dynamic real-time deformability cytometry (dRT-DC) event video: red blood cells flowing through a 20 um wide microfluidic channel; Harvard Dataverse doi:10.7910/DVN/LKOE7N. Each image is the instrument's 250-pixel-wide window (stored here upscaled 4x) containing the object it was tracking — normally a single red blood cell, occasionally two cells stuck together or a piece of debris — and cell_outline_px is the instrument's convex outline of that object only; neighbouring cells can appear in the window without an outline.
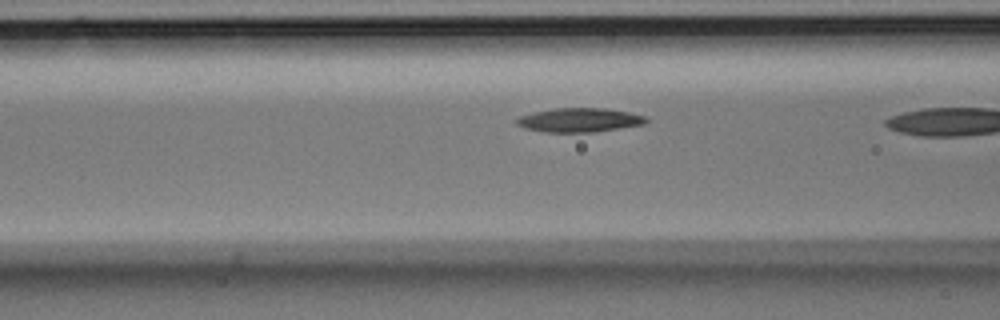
{"species": "Egyptian fruit bat (a non-hibernating species)", "species_latin": "Rousettus aegyptiacus", "temperature_condition": "room temperature", "stored_images_in_passage": 6, "camera_frame_rate_fps": 3000, "um_per_image_px": 0.085, "animal": {"sex": "male"}, "frame": {"image": 1, "passage_image": 5, "time_ms": 1.333, "image_size_px": [1000, 320], "cell_outline_px": [[648, 120], [644, 124], [592, 132], [544, 132], [524, 128], [516, 124], [516, 120], [520, 116], [536, 112], [556, 108], [604, 108], [628, 112], [644, 116]], "centroid_in_image_um": [49.23, 10.2], "position_along_channel_um": 117.4, "area_um2": 17.86}}